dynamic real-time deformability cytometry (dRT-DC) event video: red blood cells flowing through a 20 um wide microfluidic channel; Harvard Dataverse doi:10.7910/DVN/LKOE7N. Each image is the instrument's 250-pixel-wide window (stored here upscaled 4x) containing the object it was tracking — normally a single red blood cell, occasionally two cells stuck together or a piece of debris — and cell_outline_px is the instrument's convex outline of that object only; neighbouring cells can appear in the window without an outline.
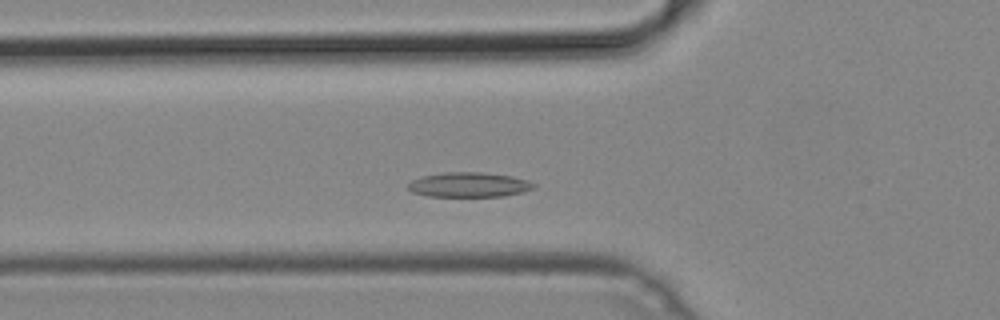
{"species": "common noctule bat (a hibernating species)", "species_latin": "Nyctalus noctula", "temperature_condition": "cold", "stored_images_in_passage": 41, "camera_frame_rate_fps": 3000, "um_per_image_px": 0.085, "animal": {"sex": "male", "body_mass_g": 19.2, "forearm_length_mm": 51.8}, "frame": {"image": 1, "passage_image": 10, "time_ms": 3.0, "image_size_px": [1000, 320], "cell_outline_px": [[536, 184], [532, 188], [520, 192], [504, 196], [428, 196], [412, 192], [408, 188], [408, 184], [412, 180], [424, 176], [444, 172], [480, 172], [512, 176], [528, 180]], "centroid_in_image_um": [39.85, 15.7], "position_along_channel_um": 85.9, "area_um2": 17.92}}
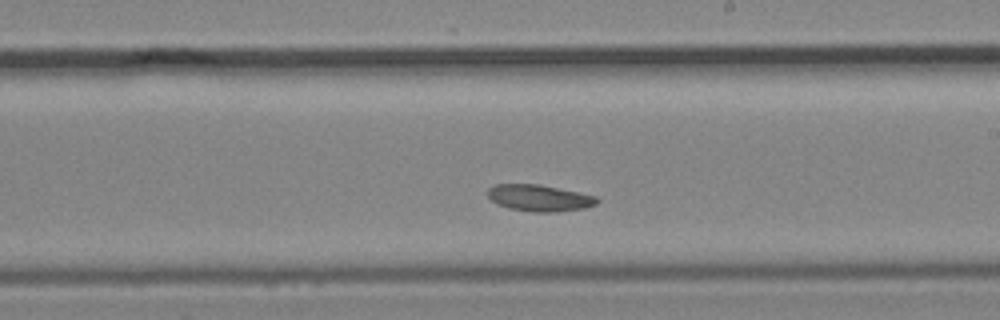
{"frame": {"image": 2, "passage_image": 22, "time_ms": 7.0, "image_size_px": [1000, 320], "cell_outline_px": [[600, 200], [596, 204], [584, 208], [552, 212], [532, 212], [508, 208], [496, 204], [488, 196], [488, 188], [496, 184], [540, 184], [596, 196]], "centroid_in_image_um": [45.83, 16.82], "position_along_channel_um": 243.2, "area_um2": 16.88}}
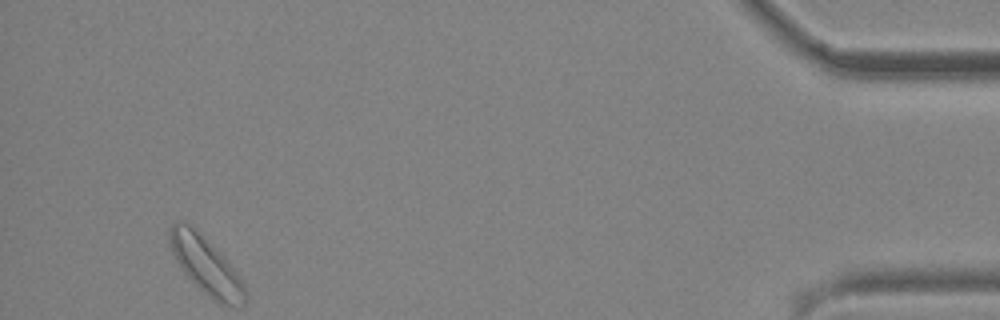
{"frame": {"image": 3, "passage_image": 41, "time_ms": 13.333, "image_size_px": [1000, 320], "cell_outline_px": [[248, 296], [244, 304], [220, 304], [212, 300], [184, 272], [176, 260], [172, 252], [168, 236], [172, 224], [176, 220], [180, 220], [188, 224], [224, 256], [228, 260], [240, 276], [248, 292]], "centroid_in_image_um": [17.53, 22.58], "position_along_channel_um": 417.7, "area_um2": 24.74}}